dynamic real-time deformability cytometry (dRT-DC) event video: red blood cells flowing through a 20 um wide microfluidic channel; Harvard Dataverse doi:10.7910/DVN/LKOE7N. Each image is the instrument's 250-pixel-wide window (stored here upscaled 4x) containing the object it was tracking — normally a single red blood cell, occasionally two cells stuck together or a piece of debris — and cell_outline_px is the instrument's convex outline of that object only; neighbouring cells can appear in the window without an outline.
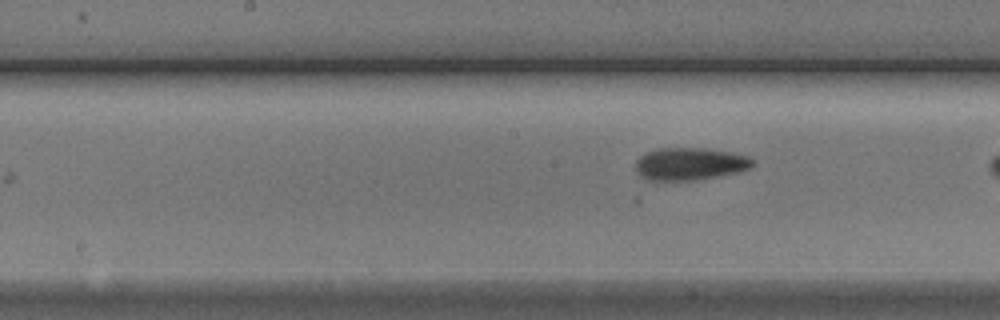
{"species": "Egyptian fruit bat (a non-hibernating species)", "species_latin": "Rousettus aegyptiacus", "temperature_condition": "cold", "stored_images_in_passage": 5, "camera_frame_rate_fps": 3000, "um_per_image_px": 0.085, "animal": {"sex": "male"}, "frame": {"image": 1, "passage_image": 5, "time_ms": 5.0, "image_size_px": [1000, 320], "cell_outline_px": [[752, 168], [740, 172], [720, 176], [696, 180], [648, 180], [636, 172], [636, 160], [640, 156], [648, 152], [660, 148], [704, 148], [728, 152], [748, 156], [752, 160]], "centroid_in_image_um": [58.65, 13.94], "position_along_channel_um": 189.6, "area_um2": 22.08}}